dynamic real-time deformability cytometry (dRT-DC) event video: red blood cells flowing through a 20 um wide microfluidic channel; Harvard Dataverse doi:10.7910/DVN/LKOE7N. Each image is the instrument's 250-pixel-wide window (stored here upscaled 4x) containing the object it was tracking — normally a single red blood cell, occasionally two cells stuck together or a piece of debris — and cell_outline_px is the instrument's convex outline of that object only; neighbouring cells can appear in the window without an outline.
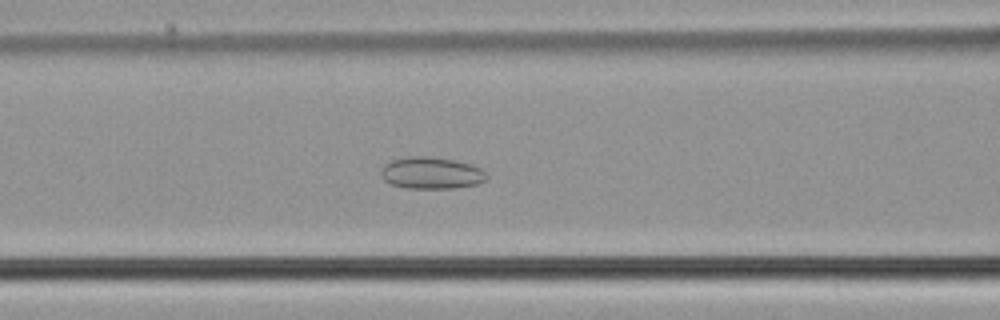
{"species": "common noctule bat (a hibernating species)", "species_latin": "Nyctalus noctula", "temperature_condition": "cold", "stored_images_in_passage": 48, "segment_of_instrument_passage": [1, 2], "camera_frame_rate_fps": 3000, "um_per_image_px": 0.085, "animal": {"sex": "male", "body_mass_g": 21.5, "forearm_length_mm": 52.0}, "frame": {"image": 1, "passage_image": 21, "time_ms": 6.667, "image_size_px": [1000, 320], "cell_outline_px": [[488, 180], [476, 184], [456, 188], [404, 188], [392, 184], [384, 180], [380, 172], [384, 164], [392, 160], [408, 156], [428, 156], [452, 160], [472, 164], [480, 168], [488, 176]], "centroid_in_image_um": [36.67, 14.71], "position_along_channel_um": 129.9, "area_um2": 19.65}}
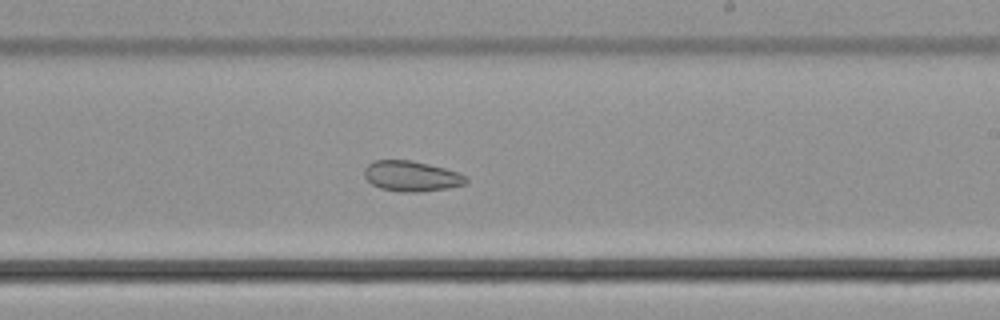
{"frame": {"image": 2, "passage_image": 31, "time_ms": 10.0, "image_size_px": [1000, 320], "cell_outline_px": [[468, 180], [464, 184], [448, 188], [420, 192], [400, 192], [380, 188], [372, 184], [364, 176], [364, 168], [372, 160], [412, 160], [444, 168], [456, 172], [464, 176]], "centroid_in_image_um": [34.92, 14.97], "position_along_channel_um": 254.1, "area_um2": 17.98}}
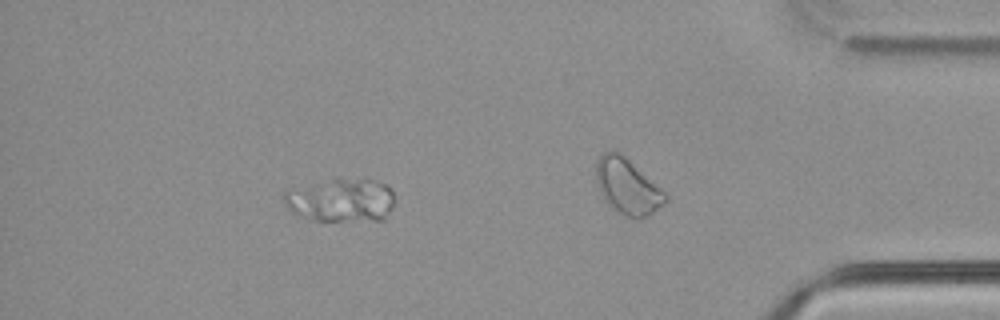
{"frame": {"image": 3, "passage_image": 42, "time_ms": 13.667, "image_size_px": [1000, 320], "cell_outline_px": [[392, 208], [384, 220], [316, 220], [296, 216], [284, 204], [280, 196], [284, 192], [332, 180], [364, 176], [376, 180], [384, 184], [392, 192]], "centroid_in_image_um": [29.0, 17.02], "position_along_channel_um": 406.2, "area_um2": 27.86}}